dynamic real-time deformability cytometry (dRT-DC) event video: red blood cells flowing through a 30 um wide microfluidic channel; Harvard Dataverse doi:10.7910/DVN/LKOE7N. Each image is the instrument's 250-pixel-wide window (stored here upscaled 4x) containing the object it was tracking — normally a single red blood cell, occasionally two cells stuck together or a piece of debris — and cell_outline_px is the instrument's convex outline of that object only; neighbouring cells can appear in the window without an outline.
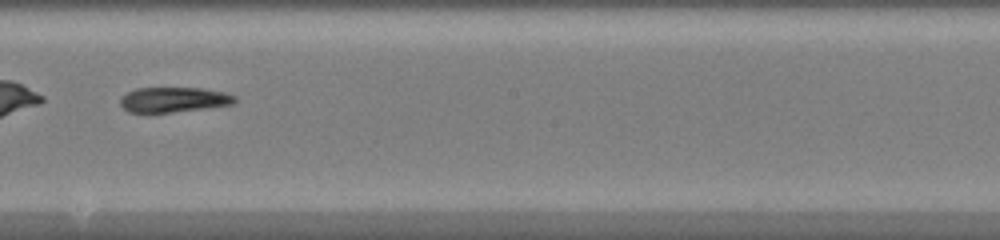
{"species": "common noctule bat (a hibernating species)", "species_latin": "Nyctalus noctula", "temperature_condition": "warm", "stored_images_in_passage": 46, "camera_frame_rate_fps": 3000, "um_per_image_px": 0.085, "animal": {"sex": "female", "body_mass_g": 20.0, "forearm_length_mm": 54.0}, "frame": {"image": 1, "passage_image": 27, "time_ms": 8.667, "image_size_px": [1000, 240], "cell_outline_px": [[236, 100], [232, 104], [204, 108], [172, 112], [128, 112], [120, 104], [120, 100], [128, 92], [136, 88], [204, 88], [224, 92], [236, 96]], "centroid_in_image_um": [14.78, 8.46], "position_along_channel_um": 233.4, "area_um2": 16.53}}